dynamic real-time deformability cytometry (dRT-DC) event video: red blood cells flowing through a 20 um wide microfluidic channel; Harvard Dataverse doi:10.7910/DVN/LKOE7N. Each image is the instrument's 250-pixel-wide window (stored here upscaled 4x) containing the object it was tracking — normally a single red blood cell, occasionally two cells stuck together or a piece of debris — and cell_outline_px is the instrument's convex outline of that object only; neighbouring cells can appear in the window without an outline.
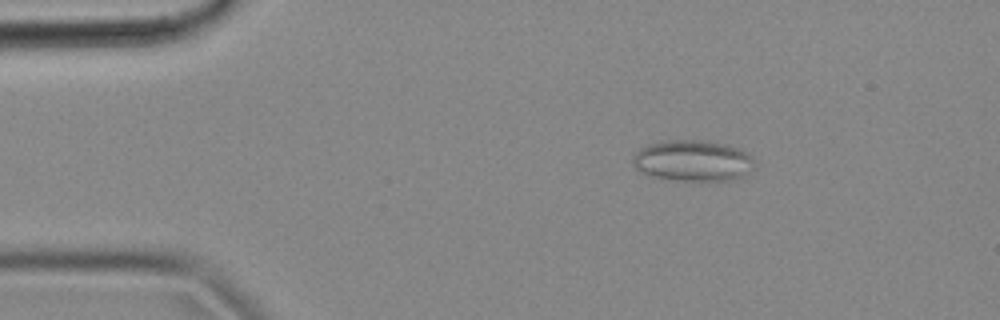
{"species": "common noctule bat (a hibernating species)", "species_latin": "Nyctalus noctula", "temperature_condition": "cold", "stored_images_in_passage": 48, "camera_frame_rate_fps": 3000, "um_per_image_px": 0.085, "animal": {"sex": "female", "body_mass_g": 18.4}, "frame": {"image": 1, "passage_image": 3, "time_ms": 0.667, "image_size_px": [1000, 320], "cell_outline_px": [[752, 168], [744, 176], [728, 180], [684, 180], [656, 176], [644, 172], [636, 168], [632, 164], [632, 156], [640, 148], [652, 144], [672, 140], [700, 140], [728, 144], [740, 148], [752, 160]], "centroid_in_image_um": [58.89, 13.64], "position_along_channel_um": 26.1, "area_um2": 28.44}}
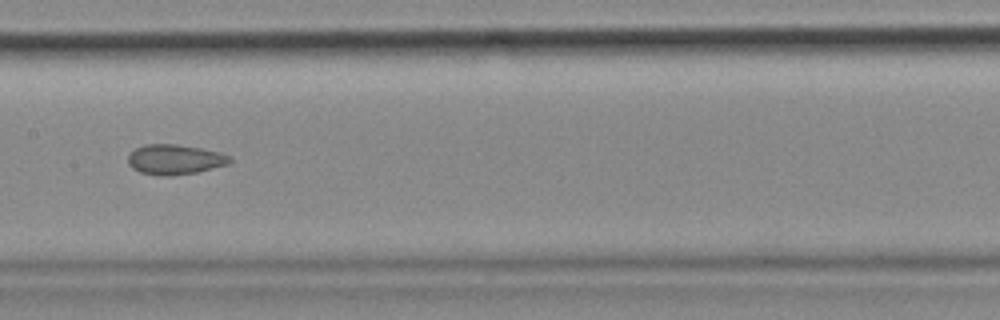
{"frame": {"image": 2, "passage_image": 21, "time_ms": 6.667, "image_size_px": [1000, 320], "cell_outline_px": [[232, 160], [228, 164], [196, 172], [168, 176], [164, 176], [140, 172], [132, 168], [128, 164], [128, 156], [136, 148], [144, 144], [176, 144], [200, 148], [220, 152], [232, 156]], "centroid_in_image_um": [14.87, 13.55], "position_along_channel_um": 192.5, "area_um2": 17.74}}
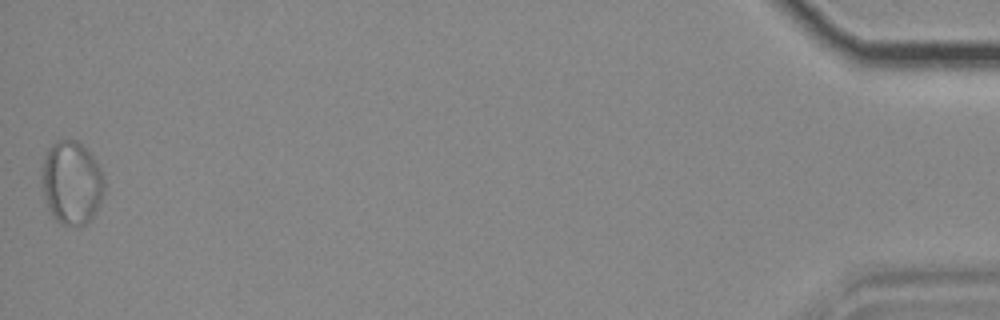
{"frame": {"image": 3, "passage_image": 48, "time_ms": 15.667, "image_size_px": [1000, 320], "cell_outline_px": [[104, 192], [92, 216], [84, 224], [60, 224], [52, 216], [48, 208], [44, 196], [44, 156], [48, 148], [56, 140], [76, 140], [92, 156], [100, 168], [104, 180]], "centroid_in_image_um": [6.09, 15.51], "position_along_channel_um": 429.1, "area_um2": 29.48}, "authors_computed_cell_mechanics": {"area_um2": 20.808, "velocity_mm_per_s": 3.6999, "shape_relaxation_time_tau1_ms": null, "shape_relaxation_time_tau2_ms": 2.535, "deformation_change_tau1": null, "deformation_change_tau2": 0.0832}}